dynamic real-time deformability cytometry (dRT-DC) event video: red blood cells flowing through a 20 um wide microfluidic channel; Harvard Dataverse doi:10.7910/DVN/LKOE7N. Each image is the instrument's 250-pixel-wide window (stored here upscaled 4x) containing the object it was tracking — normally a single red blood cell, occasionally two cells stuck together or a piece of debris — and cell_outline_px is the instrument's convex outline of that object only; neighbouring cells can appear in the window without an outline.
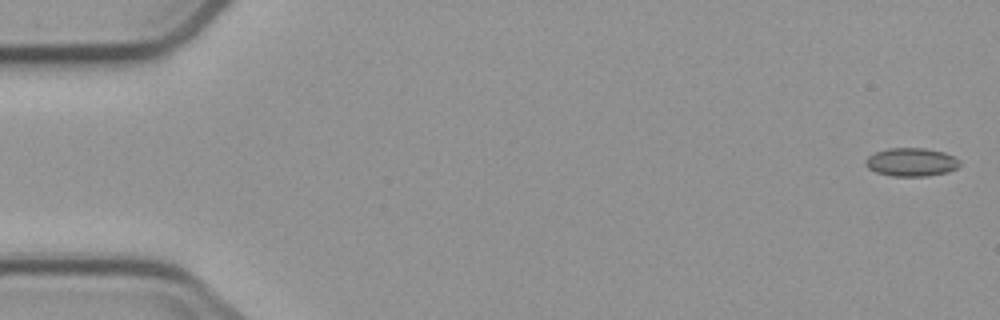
{"species": "common noctule bat (a hibernating species)", "species_latin": "Nyctalus noctula", "temperature_condition": "cold", "stored_images_in_passage": 3, "camera_frame_rate_fps": 3000, "um_per_image_px": 0.085, "animal": {"sex": "male", "body_mass_g": 23.1, "forearm_length_mm": 52.7}, "frame": {"image": 1, "passage_image": 1, "time_ms": 0.0, "image_size_px": [1000, 320], "cell_outline_px": [[960, 164], [956, 168], [948, 172], [928, 176], [892, 176], [876, 172], [868, 168], [864, 164], [864, 160], [868, 156], [876, 152], [888, 148], [924, 148], [944, 152], [960, 160]], "centroid_in_image_um": [77.44, 13.78], "position_along_channel_um": 7.6, "area_um2": 15.61}}
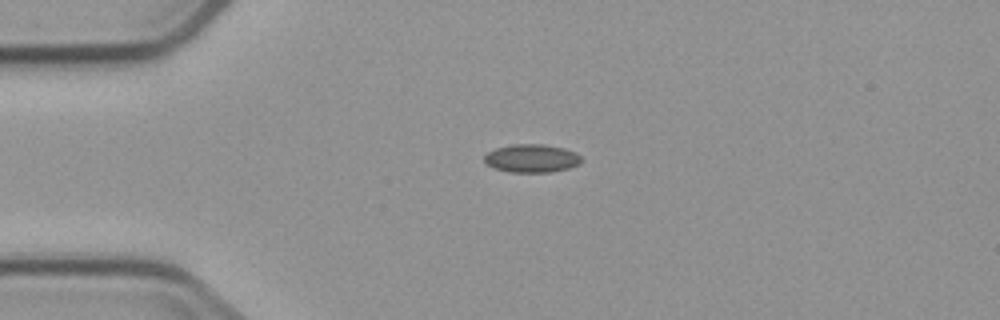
{"frame": {"image": 2, "passage_image": 3, "time_ms": 4.0, "image_size_px": [1000, 320], "cell_outline_px": [[584, 160], [580, 164], [568, 168], [552, 172], [508, 172], [496, 168], [488, 164], [484, 160], [484, 156], [488, 152], [496, 148], [512, 144], [544, 144], [564, 148], [576, 152]], "centroid_in_image_um": [45.24, 13.45], "position_along_channel_um": 39.8, "area_um2": 16.01}}